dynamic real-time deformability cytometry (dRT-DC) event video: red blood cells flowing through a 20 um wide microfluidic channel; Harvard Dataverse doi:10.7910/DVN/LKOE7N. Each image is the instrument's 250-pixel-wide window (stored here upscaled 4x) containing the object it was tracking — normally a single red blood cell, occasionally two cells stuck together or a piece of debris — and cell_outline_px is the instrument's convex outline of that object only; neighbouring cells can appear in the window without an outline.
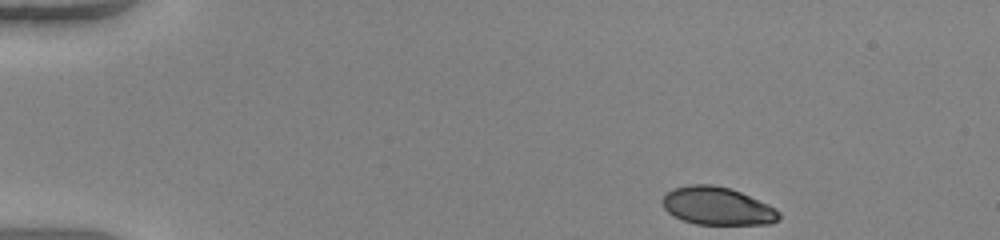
{"species": "human", "species_latin": "Homo sapiens", "temperature_condition": "warm", "stored_images_in_passage": 44, "camera_frame_rate_fps": 3000, "um_per_image_px": 0.085, "donor": {"sex": "female"}, "frame": {"image": 1, "passage_image": 1, "time_ms": 0.0, "image_size_px": [1000, 240], "cell_outline_px": [[780, 216], [776, 220], [768, 224], [696, 224], [684, 220], [668, 212], [664, 208], [660, 200], [672, 188], [688, 184], [712, 184], [728, 188], [740, 192], [768, 204], [776, 208], [780, 212]], "centroid_in_image_um": [60.95, 17.5], "position_along_channel_um": 24.1, "area_um2": 25.61}}
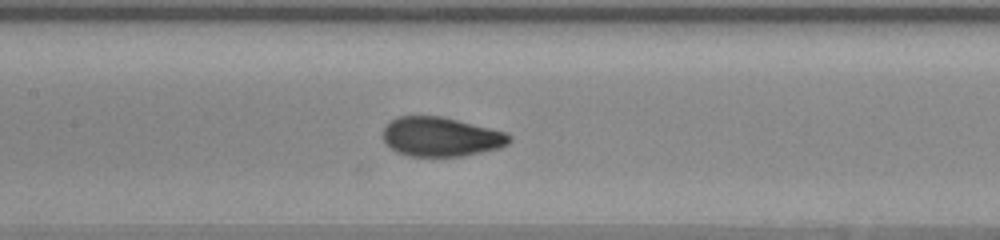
{"frame": {"image": 2, "passage_image": 19, "time_ms": 6.0, "image_size_px": [1000, 240], "cell_outline_px": [[512, 140], [508, 144], [500, 148], [464, 156], [408, 156], [396, 152], [384, 140], [384, 128], [396, 116], [440, 116], [504, 132], [512, 136]], "centroid_in_image_um": [37.49, 11.64], "position_along_channel_um": 169.9, "area_um2": 28.67}}
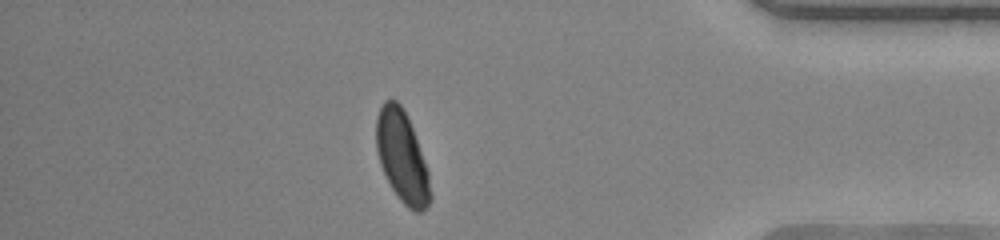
{"frame": {"image": 3, "passage_image": 38, "time_ms": 12.333, "image_size_px": [1000, 240], "cell_outline_px": [[432, 200], [420, 212], [416, 212], [408, 208], [400, 200], [392, 188], [380, 164], [376, 148], [376, 116], [384, 100], [396, 100], [400, 104], [412, 128], [428, 172], [432, 196]], "centroid_in_image_um": [34.16, 13.34], "position_along_channel_um": 401.0, "area_um2": 28.32}, "authors_computed_cell_mechanics": {"area_um2": 28.4665, "velocity_mm_per_s": 4.1227, "shape_relaxation_time_tau1_ms": 2.7773, "shape_relaxation_time_tau2_ms": null, "deformation_change_tau1": 0.1384, "deformation_change_tau2": null}}